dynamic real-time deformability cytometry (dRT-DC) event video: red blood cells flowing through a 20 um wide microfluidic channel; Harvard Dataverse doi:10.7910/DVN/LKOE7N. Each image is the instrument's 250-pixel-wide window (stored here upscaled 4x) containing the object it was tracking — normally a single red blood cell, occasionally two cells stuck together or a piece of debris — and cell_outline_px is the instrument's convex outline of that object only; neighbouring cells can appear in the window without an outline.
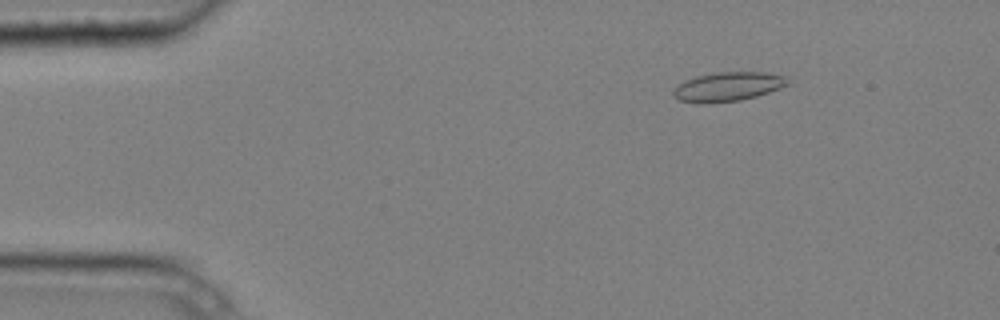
{"species": "common noctule bat (a hibernating species)", "species_latin": "Nyctalus noctula", "temperature_condition": "cold", "stored_images_in_passage": 4, "camera_frame_rate_fps": 3000, "um_per_image_px": 0.085, "animal": {"sex": "male", "body_mass_g": 20.4}, "frame": {"image": 1, "passage_image": 2, "time_ms": 0.333, "image_size_px": [1000, 320], "cell_outline_px": [[788, 84], [780, 88], [756, 96], [740, 100], [704, 104], [696, 104], [680, 100], [672, 92], [684, 80], [696, 76], [716, 72], [764, 72], [784, 76]], "centroid_in_image_um": [61.84, 7.37], "position_along_channel_um": 23.2, "area_um2": 19.25}}